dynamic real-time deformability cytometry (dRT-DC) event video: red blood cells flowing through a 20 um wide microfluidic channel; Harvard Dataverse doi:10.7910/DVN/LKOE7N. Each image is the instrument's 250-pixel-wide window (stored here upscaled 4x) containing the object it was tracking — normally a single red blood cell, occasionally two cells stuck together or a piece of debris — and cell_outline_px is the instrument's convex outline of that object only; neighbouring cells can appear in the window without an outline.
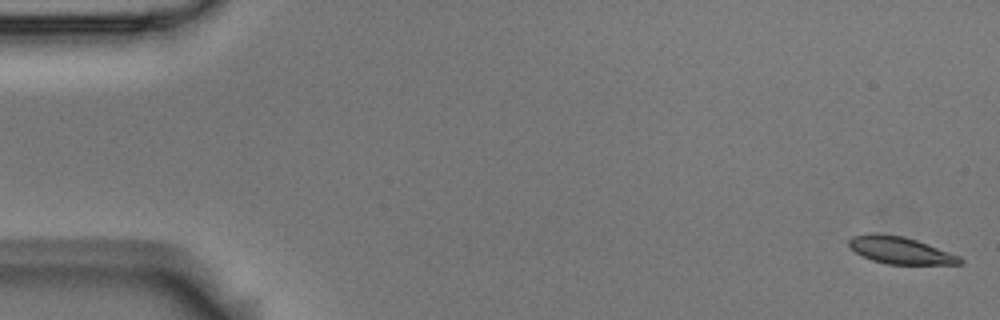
{"species": "Egyptian fruit bat (a non-hibernating species)", "species_latin": "Rousettus aegyptiacus", "temperature_condition": "room temperature", "stored_images_in_passage": 2, "segment_of_instrument_passage": [2, 2], "camera_frame_rate_fps": 3000, "um_per_image_px": 0.085, "animal": {"sex": "male"}, "frame": {"image": 1, "passage_image": 2, "time_ms": 0.333, "image_size_px": [1000, 320], "cell_outline_px": [[964, 264], [888, 264], [872, 260], [860, 256], [848, 248], [848, 240], [852, 236], [868, 232], [876, 232], [904, 236], [928, 244], [960, 256], [964, 260]], "centroid_in_image_um": [76.46, 21.26], "position_along_channel_um": 8.5, "area_um2": 17.92}}